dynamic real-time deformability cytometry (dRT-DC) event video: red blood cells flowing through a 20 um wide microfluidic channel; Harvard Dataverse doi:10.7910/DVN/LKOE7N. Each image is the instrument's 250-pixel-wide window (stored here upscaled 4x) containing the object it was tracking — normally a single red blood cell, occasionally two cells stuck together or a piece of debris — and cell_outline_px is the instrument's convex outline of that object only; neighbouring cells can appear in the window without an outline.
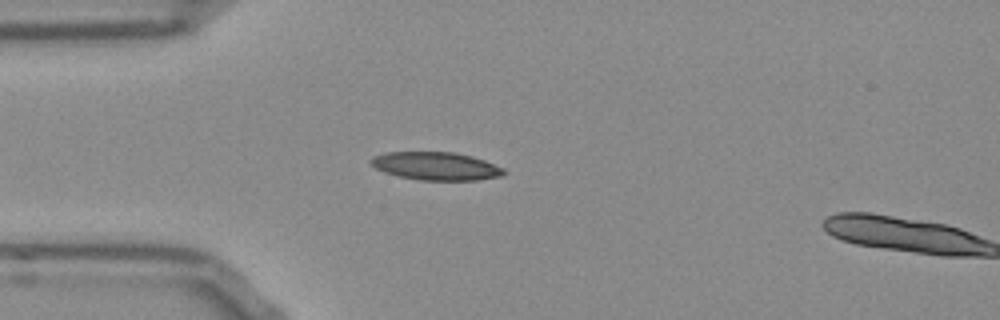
{"species": "Egyptian fruit bat (a non-hibernating species)", "species_latin": "Rousettus aegyptiacus", "temperature_condition": "room temperature", "stored_images_in_passage": 2, "camera_frame_rate_fps": 3000, "um_per_image_px": 0.085, "frame": {"image": 1, "passage_image": 1, "time_ms": 0.0, "image_size_px": [1000, 320], "cell_outline_px": [[504, 172], [500, 176], [476, 180], [420, 180], [400, 176], [384, 172], [376, 168], [368, 160], [372, 156], [384, 152], [456, 152], [472, 156], [484, 160], [504, 168]], "centroid_in_image_um": [37.02, 14.1], "position_along_channel_um": 48.0, "area_um2": 21.68}}